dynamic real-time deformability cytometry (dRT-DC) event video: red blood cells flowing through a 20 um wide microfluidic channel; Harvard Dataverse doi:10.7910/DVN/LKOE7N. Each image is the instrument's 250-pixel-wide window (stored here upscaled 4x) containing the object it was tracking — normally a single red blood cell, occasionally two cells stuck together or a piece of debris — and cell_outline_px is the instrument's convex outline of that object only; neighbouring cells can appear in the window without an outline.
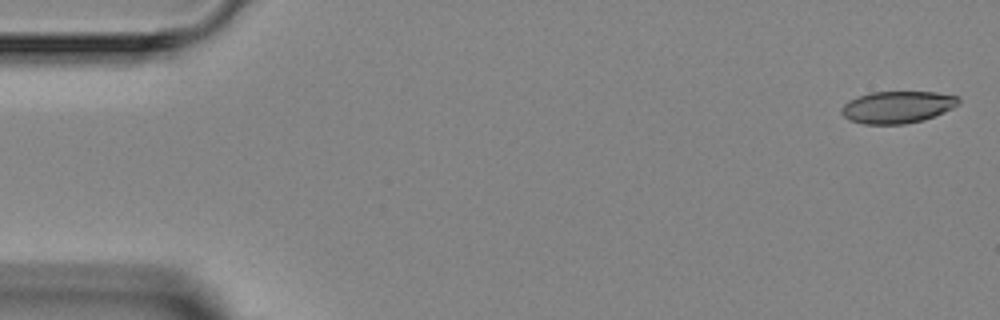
{"species": "Egyptian fruit bat (a non-hibernating species)", "species_latin": "Rousettus aegyptiacus", "temperature_condition": "room temperature", "stored_images_in_passage": 4, "camera_frame_rate_fps": 3000, "um_per_image_px": 0.085, "animal": {"sex": "female"}, "frame": {"image": 1, "passage_image": 1, "time_ms": 0.0, "image_size_px": [1000, 320], "cell_outline_px": [[960, 104], [944, 112], [924, 120], [904, 124], [864, 124], [848, 120], [840, 112], [840, 108], [848, 100], [872, 92], [936, 92], [956, 96], [960, 100]], "centroid_in_image_um": [76.26, 9.11], "position_along_channel_um": 8.7, "area_um2": 21.91}}
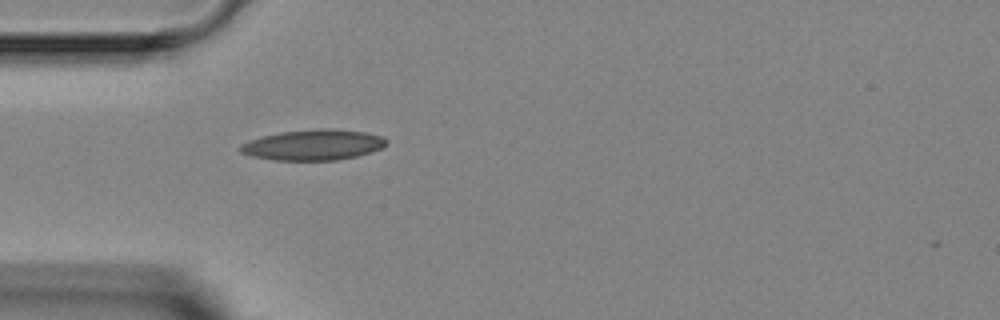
{"frame": {"image": 2, "passage_image": 4, "time_ms": 4.333, "image_size_px": [1000, 320], "cell_outline_px": [[388, 144], [372, 152], [356, 156], [336, 160], [272, 160], [252, 156], [240, 152], [236, 148], [240, 144], [248, 140], [280, 132], [316, 128], [332, 128], [364, 132], [384, 136], [388, 140]], "centroid_in_image_um": [26.62, 12.31], "position_along_channel_um": 58.4, "area_um2": 26.36}}